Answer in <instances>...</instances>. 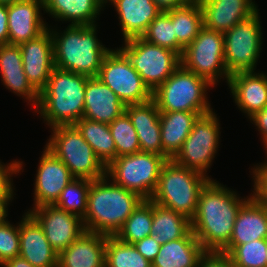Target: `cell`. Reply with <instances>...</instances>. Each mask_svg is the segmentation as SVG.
<instances>
[{"label":"cell","instance_id":"cell-23","mask_svg":"<svg viewBox=\"0 0 267 267\" xmlns=\"http://www.w3.org/2000/svg\"><path fill=\"white\" fill-rule=\"evenodd\" d=\"M0 74L3 85L20 97H24L28 104L35 108L39 101V92L26 78L22 64L19 45H0Z\"/></svg>","mask_w":267,"mask_h":267},{"label":"cell","instance_id":"cell-46","mask_svg":"<svg viewBox=\"0 0 267 267\" xmlns=\"http://www.w3.org/2000/svg\"><path fill=\"white\" fill-rule=\"evenodd\" d=\"M161 12L184 7L191 0H152Z\"/></svg>","mask_w":267,"mask_h":267},{"label":"cell","instance_id":"cell-2","mask_svg":"<svg viewBox=\"0 0 267 267\" xmlns=\"http://www.w3.org/2000/svg\"><path fill=\"white\" fill-rule=\"evenodd\" d=\"M143 200L138 194L115 184L106 175L92 180L87 212L82 219L85 231L115 236Z\"/></svg>","mask_w":267,"mask_h":267},{"label":"cell","instance_id":"cell-27","mask_svg":"<svg viewBox=\"0 0 267 267\" xmlns=\"http://www.w3.org/2000/svg\"><path fill=\"white\" fill-rule=\"evenodd\" d=\"M105 3L102 0H44V13L69 25H96Z\"/></svg>","mask_w":267,"mask_h":267},{"label":"cell","instance_id":"cell-42","mask_svg":"<svg viewBox=\"0 0 267 267\" xmlns=\"http://www.w3.org/2000/svg\"><path fill=\"white\" fill-rule=\"evenodd\" d=\"M197 267H234L230 257L219 251H206L199 259Z\"/></svg>","mask_w":267,"mask_h":267},{"label":"cell","instance_id":"cell-30","mask_svg":"<svg viewBox=\"0 0 267 267\" xmlns=\"http://www.w3.org/2000/svg\"><path fill=\"white\" fill-rule=\"evenodd\" d=\"M191 230V220L172 209L153 202L151 232L160 245L183 238Z\"/></svg>","mask_w":267,"mask_h":267},{"label":"cell","instance_id":"cell-40","mask_svg":"<svg viewBox=\"0 0 267 267\" xmlns=\"http://www.w3.org/2000/svg\"><path fill=\"white\" fill-rule=\"evenodd\" d=\"M23 168V161H11L9 164H3L0 161V197H13L16 195L14 193L13 187V177Z\"/></svg>","mask_w":267,"mask_h":267},{"label":"cell","instance_id":"cell-20","mask_svg":"<svg viewBox=\"0 0 267 267\" xmlns=\"http://www.w3.org/2000/svg\"><path fill=\"white\" fill-rule=\"evenodd\" d=\"M125 112L136 130L141 152L163 156L160 111L156 102L151 99L141 104H129L125 106Z\"/></svg>","mask_w":267,"mask_h":267},{"label":"cell","instance_id":"cell-6","mask_svg":"<svg viewBox=\"0 0 267 267\" xmlns=\"http://www.w3.org/2000/svg\"><path fill=\"white\" fill-rule=\"evenodd\" d=\"M208 80L180 65L154 92L152 99L160 112L189 111L199 116L213 111L207 90Z\"/></svg>","mask_w":267,"mask_h":267},{"label":"cell","instance_id":"cell-32","mask_svg":"<svg viewBox=\"0 0 267 267\" xmlns=\"http://www.w3.org/2000/svg\"><path fill=\"white\" fill-rule=\"evenodd\" d=\"M174 25L177 42L185 48L198 35L203 23V10L198 0L189 1L184 7L167 11Z\"/></svg>","mask_w":267,"mask_h":267},{"label":"cell","instance_id":"cell-4","mask_svg":"<svg viewBox=\"0 0 267 267\" xmlns=\"http://www.w3.org/2000/svg\"><path fill=\"white\" fill-rule=\"evenodd\" d=\"M50 29L54 66L87 77H98L104 56L111 50L97 38V24L68 25L64 32Z\"/></svg>","mask_w":267,"mask_h":267},{"label":"cell","instance_id":"cell-51","mask_svg":"<svg viewBox=\"0 0 267 267\" xmlns=\"http://www.w3.org/2000/svg\"><path fill=\"white\" fill-rule=\"evenodd\" d=\"M261 169L267 175V167H256Z\"/></svg>","mask_w":267,"mask_h":267},{"label":"cell","instance_id":"cell-10","mask_svg":"<svg viewBox=\"0 0 267 267\" xmlns=\"http://www.w3.org/2000/svg\"><path fill=\"white\" fill-rule=\"evenodd\" d=\"M259 9L235 24L224 35V57L228 73L255 72L263 46Z\"/></svg>","mask_w":267,"mask_h":267},{"label":"cell","instance_id":"cell-31","mask_svg":"<svg viewBox=\"0 0 267 267\" xmlns=\"http://www.w3.org/2000/svg\"><path fill=\"white\" fill-rule=\"evenodd\" d=\"M97 158L107 167L116 158V146L109 124L82 118L74 124Z\"/></svg>","mask_w":267,"mask_h":267},{"label":"cell","instance_id":"cell-50","mask_svg":"<svg viewBox=\"0 0 267 267\" xmlns=\"http://www.w3.org/2000/svg\"><path fill=\"white\" fill-rule=\"evenodd\" d=\"M264 148H265V153H267V142H265L264 144ZM265 163H260V165L259 164H257L255 167H267V161H264Z\"/></svg>","mask_w":267,"mask_h":267},{"label":"cell","instance_id":"cell-34","mask_svg":"<svg viewBox=\"0 0 267 267\" xmlns=\"http://www.w3.org/2000/svg\"><path fill=\"white\" fill-rule=\"evenodd\" d=\"M105 267H152V263L133 244L122 242L115 236H107Z\"/></svg>","mask_w":267,"mask_h":267},{"label":"cell","instance_id":"cell-26","mask_svg":"<svg viewBox=\"0 0 267 267\" xmlns=\"http://www.w3.org/2000/svg\"><path fill=\"white\" fill-rule=\"evenodd\" d=\"M260 239H267V209L251 196L241 206L226 246H238Z\"/></svg>","mask_w":267,"mask_h":267},{"label":"cell","instance_id":"cell-24","mask_svg":"<svg viewBox=\"0 0 267 267\" xmlns=\"http://www.w3.org/2000/svg\"><path fill=\"white\" fill-rule=\"evenodd\" d=\"M106 237L84 231L58 255V267H105Z\"/></svg>","mask_w":267,"mask_h":267},{"label":"cell","instance_id":"cell-22","mask_svg":"<svg viewBox=\"0 0 267 267\" xmlns=\"http://www.w3.org/2000/svg\"><path fill=\"white\" fill-rule=\"evenodd\" d=\"M83 118L110 124L125 111V104L98 77H90L85 87Z\"/></svg>","mask_w":267,"mask_h":267},{"label":"cell","instance_id":"cell-28","mask_svg":"<svg viewBox=\"0 0 267 267\" xmlns=\"http://www.w3.org/2000/svg\"><path fill=\"white\" fill-rule=\"evenodd\" d=\"M199 115L196 112H160L161 143L163 157L172 159L181 149Z\"/></svg>","mask_w":267,"mask_h":267},{"label":"cell","instance_id":"cell-1","mask_svg":"<svg viewBox=\"0 0 267 267\" xmlns=\"http://www.w3.org/2000/svg\"><path fill=\"white\" fill-rule=\"evenodd\" d=\"M237 194L214 179L202 188L191 229L205 251L220 252L229 243L237 214L251 197Z\"/></svg>","mask_w":267,"mask_h":267},{"label":"cell","instance_id":"cell-38","mask_svg":"<svg viewBox=\"0 0 267 267\" xmlns=\"http://www.w3.org/2000/svg\"><path fill=\"white\" fill-rule=\"evenodd\" d=\"M141 37L152 44L171 49L180 56L183 53L184 48L177 42L172 19L167 12H160Z\"/></svg>","mask_w":267,"mask_h":267},{"label":"cell","instance_id":"cell-39","mask_svg":"<svg viewBox=\"0 0 267 267\" xmlns=\"http://www.w3.org/2000/svg\"><path fill=\"white\" fill-rule=\"evenodd\" d=\"M19 223L13 225L5 220L0 224V266L9 259L19 256L20 252Z\"/></svg>","mask_w":267,"mask_h":267},{"label":"cell","instance_id":"cell-21","mask_svg":"<svg viewBox=\"0 0 267 267\" xmlns=\"http://www.w3.org/2000/svg\"><path fill=\"white\" fill-rule=\"evenodd\" d=\"M204 27L224 34L258 10L253 0H198Z\"/></svg>","mask_w":267,"mask_h":267},{"label":"cell","instance_id":"cell-45","mask_svg":"<svg viewBox=\"0 0 267 267\" xmlns=\"http://www.w3.org/2000/svg\"><path fill=\"white\" fill-rule=\"evenodd\" d=\"M8 5L0 4V45L8 44Z\"/></svg>","mask_w":267,"mask_h":267},{"label":"cell","instance_id":"cell-15","mask_svg":"<svg viewBox=\"0 0 267 267\" xmlns=\"http://www.w3.org/2000/svg\"><path fill=\"white\" fill-rule=\"evenodd\" d=\"M36 173L33 208L54 205L61 191L74 179L68 167L46 147Z\"/></svg>","mask_w":267,"mask_h":267},{"label":"cell","instance_id":"cell-33","mask_svg":"<svg viewBox=\"0 0 267 267\" xmlns=\"http://www.w3.org/2000/svg\"><path fill=\"white\" fill-rule=\"evenodd\" d=\"M153 201L143 200L116 233L120 241L133 244L152 235Z\"/></svg>","mask_w":267,"mask_h":267},{"label":"cell","instance_id":"cell-14","mask_svg":"<svg viewBox=\"0 0 267 267\" xmlns=\"http://www.w3.org/2000/svg\"><path fill=\"white\" fill-rule=\"evenodd\" d=\"M27 212L42 227L46 239L58 255L85 231L79 216L54 205L35 207Z\"/></svg>","mask_w":267,"mask_h":267},{"label":"cell","instance_id":"cell-8","mask_svg":"<svg viewBox=\"0 0 267 267\" xmlns=\"http://www.w3.org/2000/svg\"><path fill=\"white\" fill-rule=\"evenodd\" d=\"M167 160L153 153H134L115 158L106 176L115 184L150 200L157 188L161 168Z\"/></svg>","mask_w":267,"mask_h":267},{"label":"cell","instance_id":"cell-36","mask_svg":"<svg viewBox=\"0 0 267 267\" xmlns=\"http://www.w3.org/2000/svg\"><path fill=\"white\" fill-rule=\"evenodd\" d=\"M267 239L253 240L238 246H225L220 252L227 254L234 267H267Z\"/></svg>","mask_w":267,"mask_h":267},{"label":"cell","instance_id":"cell-3","mask_svg":"<svg viewBox=\"0 0 267 267\" xmlns=\"http://www.w3.org/2000/svg\"><path fill=\"white\" fill-rule=\"evenodd\" d=\"M89 78L54 67L46 86L39 92L35 112L50 128L74 125L84 115L85 87Z\"/></svg>","mask_w":267,"mask_h":267},{"label":"cell","instance_id":"cell-48","mask_svg":"<svg viewBox=\"0 0 267 267\" xmlns=\"http://www.w3.org/2000/svg\"><path fill=\"white\" fill-rule=\"evenodd\" d=\"M13 197H0V224L3 223L8 216V205L12 202Z\"/></svg>","mask_w":267,"mask_h":267},{"label":"cell","instance_id":"cell-17","mask_svg":"<svg viewBox=\"0 0 267 267\" xmlns=\"http://www.w3.org/2000/svg\"><path fill=\"white\" fill-rule=\"evenodd\" d=\"M41 10H44V0H23L8 5V44L20 45L48 28Z\"/></svg>","mask_w":267,"mask_h":267},{"label":"cell","instance_id":"cell-49","mask_svg":"<svg viewBox=\"0 0 267 267\" xmlns=\"http://www.w3.org/2000/svg\"><path fill=\"white\" fill-rule=\"evenodd\" d=\"M19 1H23V0H0V4H4V5H10L12 3H16Z\"/></svg>","mask_w":267,"mask_h":267},{"label":"cell","instance_id":"cell-25","mask_svg":"<svg viewBox=\"0 0 267 267\" xmlns=\"http://www.w3.org/2000/svg\"><path fill=\"white\" fill-rule=\"evenodd\" d=\"M107 3H111L118 14L124 41L141 37L161 12L152 0H106Z\"/></svg>","mask_w":267,"mask_h":267},{"label":"cell","instance_id":"cell-18","mask_svg":"<svg viewBox=\"0 0 267 267\" xmlns=\"http://www.w3.org/2000/svg\"><path fill=\"white\" fill-rule=\"evenodd\" d=\"M232 98L248 119L267 106V75L264 72H240L229 77Z\"/></svg>","mask_w":267,"mask_h":267},{"label":"cell","instance_id":"cell-5","mask_svg":"<svg viewBox=\"0 0 267 267\" xmlns=\"http://www.w3.org/2000/svg\"><path fill=\"white\" fill-rule=\"evenodd\" d=\"M210 179L169 159L161 168L157 188L150 200L192 220L197 212L199 194Z\"/></svg>","mask_w":267,"mask_h":267},{"label":"cell","instance_id":"cell-35","mask_svg":"<svg viewBox=\"0 0 267 267\" xmlns=\"http://www.w3.org/2000/svg\"><path fill=\"white\" fill-rule=\"evenodd\" d=\"M91 181L83 178L72 179L61 191L54 206L83 219L87 212L88 191Z\"/></svg>","mask_w":267,"mask_h":267},{"label":"cell","instance_id":"cell-11","mask_svg":"<svg viewBox=\"0 0 267 267\" xmlns=\"http://www.w3.org/2000/svg\"><path fill=\"white\" fill-rule=\"evenodd\" d=\"M180 58L183 67L212 85H217L222 78L228 84L230 74L225 65L222 33L203 26L196 38L184 48Z\"/></svg>","mask_w":267,"mask_h":267},{"label":"cell","instance_id":"cell-13","mask_svg":"<svg viewBox=\"0 0 267 267\" xmlns=\"http://www.w3.org/2000/svg\"><path fill=\"white\" fill-rule=\"evenodd\" d=\"M98 78L112 89L125 105L141 104L152 99V92L119 48L111 49L104 56Z\"/></svg>","mask_w":267,"mask_h":267},{"label":"cell","instance_id":"cell-9","mask_svg":"<svg viewBox=\"0 0 267 267\" xmlns=\"http://www.w3.org/2000/svg\"><path fill=\"white\" fill-rule=\"evenodd\" d=\"M119 49L130 60L144 84L154 92L181 65L180 55L168 48L152 44L142 37L123 41Z\"/></svg>","mask_w":267,"mask_h":267},{"label":"cell","instance_id":"cell-16","mask_svg":"<svg viewBox=\"0 0 267 267\" xmlns=\"http://www.w3.org/2000/svg\"><path fill=\"white\" fill-rule=\"evenodd\" d=\"M48 27L37 37L19 45L26 78L38 92L46 86L55 67L51 26Z\"/></svg>","mask_w":267,"mask_h":267},{"label":"cell","instance_id":"cell-19","mask_svg":"<svg viewBox=\"0 0 267 267\" xmlns=\"http://www.w3.org/2000/svg\"><path fill=\"white\" fill-rule=\"evenodd\" d=\"M22 217L19 222V256L36 267H58V254L46 239L42 227L28 212Z\"/></svg>","mask_w":267,"mask_h":267},{"label":"cell","instance_id":"cell-43","mask_svg":"<svg viewBox=\"0 0 267 267\" xmlns=\"http://www.w3.org/2000/svg\"><path fill=\"white\" fill-rule=\"evenodd\" d=\"M138 252L151 263L157 256L161 245L155 240V236L150 235L142 240L133 243Z\"/></svg>","mask_w":267,"mask_h":267},{"label":"cell","instance_id":"cell-12","mask_svg":"<svg viewBox=\"0 0 267 267\" xmlns=\"http://www.w3.org/2000/svg\"><path fill=\"white\" fill-rule=\"evenodd\" d=\"M220 122L215 112L199 116L181 149L172 158L177 164L208 176L220 139Z\"/></svg>","mask_w":267,"mask_h":267},{"label":"cell","instance_id":"cell-7","mask_svg":"<svg viewBox=\"0 0 267 267\" xmlns=\"http://www.w3.org/2000/svg\"><path fill=\"white\" fill-rule=\"evenodd\" d=\"M50 130L52 135L45 147L68 167L74 178L97 180L106 175V167L75 125H61Z\"/></svg>","mask_w":267,"mask_h":267},{"label":"cell","instance_id":"cell-47","mask_svg":"<svg viewBox=\"0 0 267 267\" xmlns=\"http://www.w3.org/2000/svg\"><path fill=\"white\" fill-rule=\"evenodd\" d=\"M1 267H36L29 263L25 258L21 256H16L12 259H9Z\"/></svg>","mask_w":267,"mask_h":267},{"label":"cell","instance_id":"cell-37","mask_svg":"<svg viewBox=\"0 0 267 267\" xmlns=\"http://www.w3.org/2000/svg\"><path fill=\"white\" fill-rule=\"evenodd\" d=\"M109 128L116 146V158L141 152L136 130L125 111L109 124Z\"/></svg>","mask_w":267,"mask_h":267},{"label":"cell","instance_id":"cell-41","mask_svg":"<svg viewBox=\"0 0 267 267\" xmlns=\"http://www.w3.org/2000/svg\"><path fill=\"white\" fill-rule=\"evenodd\" d=\"M251 170L253 171L251 175H253V182H254V191L251 196L265 209H267V175L259 168H254Z\"/></svg>","mask_w":267,"mask_h":267},{"label":"cell","instance_id":"cell-29","mask_svg":"<svg viewBox=\"0 0 267 267\" xmlns=\"http://www.w3.org/2000/svg\"><path fill=\"white\" fill-rule=\"evenodd\" d=\"M205 252L191 230L185 237L161 245L152 267H197Z\"/></svg>","mask_w":267,"mask_h":267},{"label":"cell","instance_id":"cell-44","mask_svg":"<svg viewBox=\"0 0 267 267\" xmlns=\"http://www.w3.org/2000/svg\"><path fill=\"white\" fill-rule=\"evenodd\" d=\"M250 122L257 127L258 131H260L261 140L263 144L267 142V106L262 109L261 111H258L250 118Z\"/></svg>","mask_w":267,"mask_h":267}]
</instances>
